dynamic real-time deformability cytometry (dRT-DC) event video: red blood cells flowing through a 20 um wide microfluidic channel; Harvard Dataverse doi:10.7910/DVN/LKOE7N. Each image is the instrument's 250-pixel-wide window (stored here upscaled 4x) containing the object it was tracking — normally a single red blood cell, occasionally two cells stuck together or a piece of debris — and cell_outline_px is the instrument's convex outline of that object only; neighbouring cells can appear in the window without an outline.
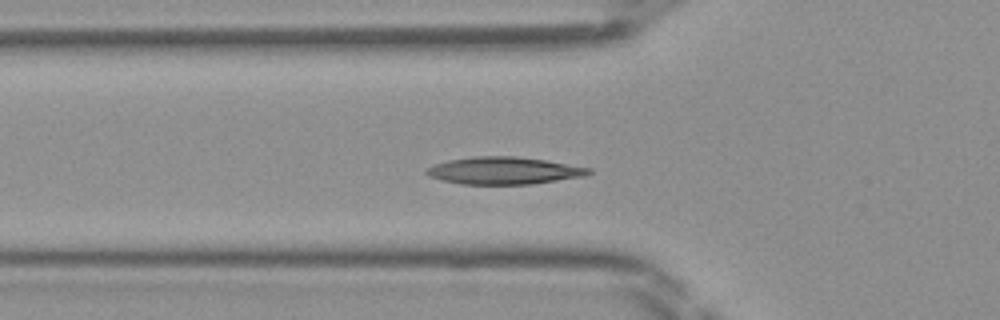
{"species": "Egyptian fruit bat (a non-hibernating species)", "species_latin": "Rousettus aegyptiacus", "temperature_condition": "room temperature", "stored_images_in_passage": 48, "camera_frame_rate_fps": 3000, "um_per_image_px": 0.085, "frame": {"image": 1, "passage_image": 16, "time_ms": 5.0, "image_size_px": [1000, 320], "cell_outline_px": [[592, 172], [588, 176], [532, 184], [460, 184], [428, 176], [424, 172], [424, 168], [448, 160], [472, 156], [516, 156], [544, 160], [592, 168]], "centroid_in_image_um": [42.84, 14.5], "position_along_channel_um": 83.0, "area_um2": 25.95}}
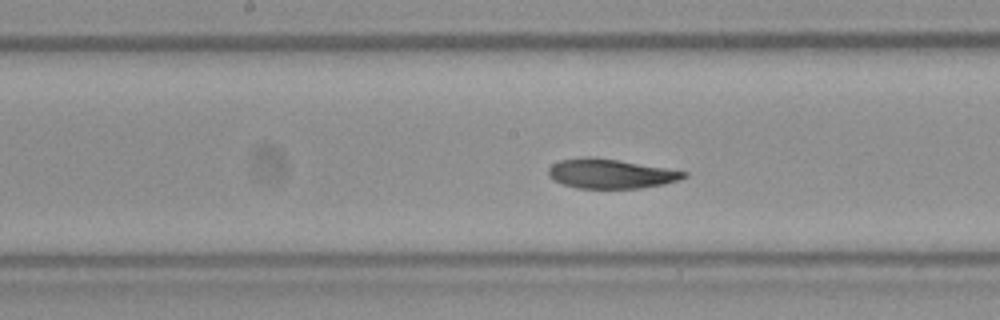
{"frame": {"image": 2, "passage_image": 24, "time_ms": 7.667, "image_size_px": [1000, 320], "cell_outline_px": [[688, 176], [664, 184], [640, 188], [576, 188], [552, 180], [548, 176], [548, 168], [552, 164], [560, 160], [588, 156], [592, 156], [688, 172]], "centroid_in_image_um": [51.84, 14.76], "position_along_channel_um": 196.4, "area_um2": 23.06}}
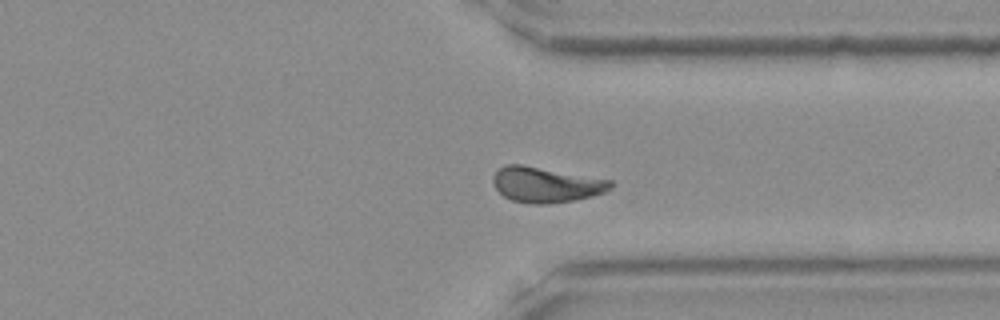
{"frame": {"image": 3, "passage_image": 36, "time_ms": 11.667, "image_size_px": [1000, 320], "cell_outline_px": [[612, 188], [604, 192], [592, 196], [576, 200], [544, 204], [532, 204], [512, 200], [504, 196], [496, 188], [492, 180], [492, 176], [504, 164], [520, 164], [612, 180]], "centroid_in_image_um": [46.4, 15.7], "position_along_channel_um": 365.0, "area_um2": 24.1}}